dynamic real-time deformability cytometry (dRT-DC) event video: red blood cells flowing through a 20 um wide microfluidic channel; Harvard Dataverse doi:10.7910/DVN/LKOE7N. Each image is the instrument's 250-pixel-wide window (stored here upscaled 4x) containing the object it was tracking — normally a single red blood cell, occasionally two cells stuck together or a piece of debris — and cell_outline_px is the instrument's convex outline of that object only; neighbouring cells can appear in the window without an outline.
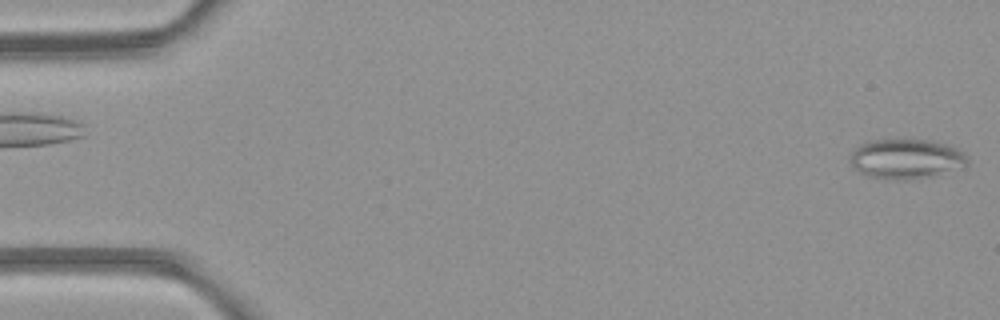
{"species": "common noctule bat (a hibernating species)", "species_latin": "Nyctalus noctula", "temperature_condition": "room temperature", "stored_images_in_passage": 2, "camera_frame_rate_fps": 3000, "um_per_image_px": 0.085, "animal": {"sex": "female", "body_mass_g": 21.9}, "frame": {"image": 1, "passage_image": 2, "time_ms": 1.0, "image_size_px": [1000, 320], "cell_outline_px": [[968, 164], [964, 168], [936, 176], [916, 180], [896, 180], [868, 176], [860, 172], [852, 164], [852, 152], [860, 144], [868, 140], [908, 136], [912, 136], [932, 140], [948, 144], [964, 152], [968, 156]], "centroid_in_image_um": [77.11, 13.46], "position_along_channel_um": 7.9, "area_um2": 28.61}}